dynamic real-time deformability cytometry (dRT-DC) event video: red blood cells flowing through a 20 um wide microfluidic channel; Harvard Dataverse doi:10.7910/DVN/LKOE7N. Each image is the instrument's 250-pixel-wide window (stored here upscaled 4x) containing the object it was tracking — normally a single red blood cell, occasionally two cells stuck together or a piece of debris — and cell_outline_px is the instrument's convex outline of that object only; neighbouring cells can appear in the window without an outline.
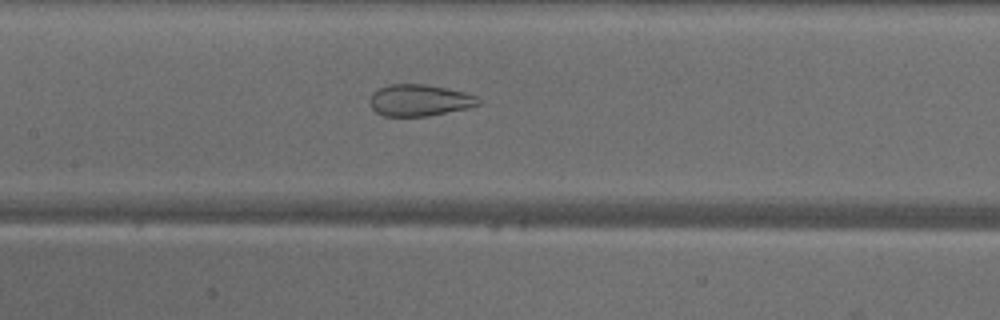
{"species": "common noctule bat (a hibernating species)", "species_latin": "Nyctalus noctula", "temperature_condition": "warm", "stored_images_in_passage": 48, "camera_frame_rate_fps": 3000, "um_per_image_px": 0.085, "animal": {"sex": "male", "body_mass_g": 18.8}, "frame": {"image": 1, "passage_image": 22, "time_ms": 7.0, "image_size_px": [1000, 320], "cell_outline_px": [[480, 104], [468, 108], [428, 116], [384, 116], [376, 112], [372, 108], [372, 92], [388, 84], [424, 84], [464, 92], [476, 96], [480, 100]], "centroid_in_image_um": [35.67, 8.53], "position_along_channel_um": 171.7, "area_um2": 19.77}}
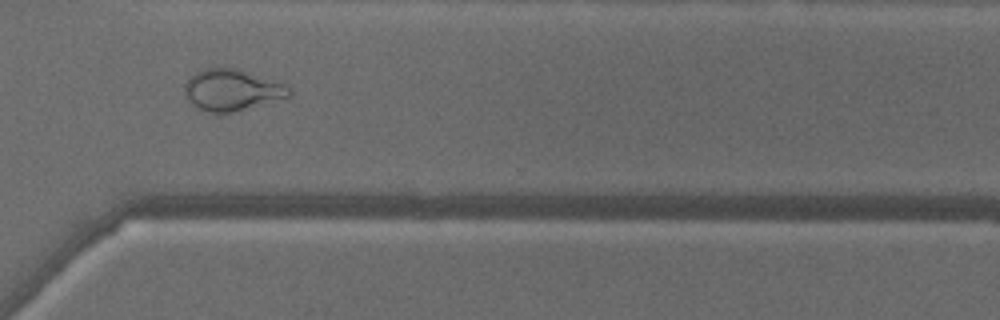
{"frame": {"image": 2, "passage_image": 35, "time_ms": 11.333, "image_size_px": [1000, 320], "cell_outline_px": [[292, 96], [228, 112], [208, 112], [196, 108], [184, 96], [184, 84], [196, 72], [204, 68], [236, 68], [280, 80], [288, 84], [292, 92]], "centroid_in_image_um": [19.75, 7.62], "position_along_channel_um": 350.9, "area_um2": 25.32}}
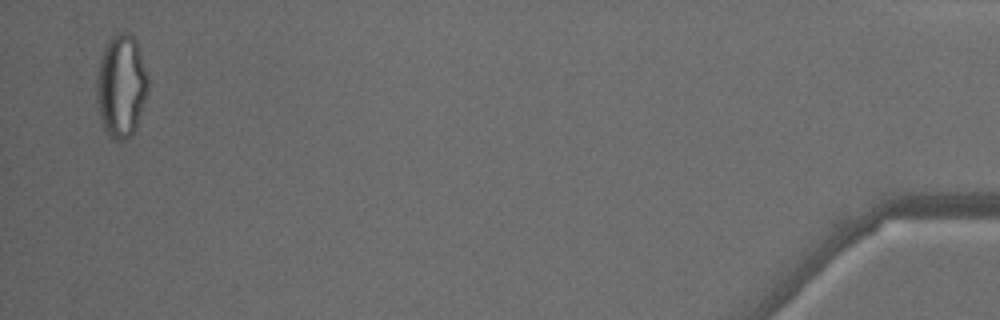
{"frame": {"image": 3, "passage_image": 47, "time_ms": 15.333, "image_size_px": [1000, 320], "cell_outline_px": [[148, 92], [136, 132], [132, 136], [124, 140], [112, 140], [108, 136], [104, 128], [100, 116], [96, 96], [96, 72], [104, 48], [108, 40], [116, 32], [128, 32], [136, 40], [148, 76]], "centroid_in_image_um": [10.31, 7.34], "position_along_channel_um": 424.9, "area_um2": 31.39}, "authors_computed_cell_mechanics": {"area_um2": 27.1949, "velocity_mm_per_s": 4.1473, "shape_relaxation_time_tau1_ms": null, "shape_relaxation_time_tau2_ms": 1.1201, "deformation_change_tau1": null, "deformation_change_tau2": 0.0872}}